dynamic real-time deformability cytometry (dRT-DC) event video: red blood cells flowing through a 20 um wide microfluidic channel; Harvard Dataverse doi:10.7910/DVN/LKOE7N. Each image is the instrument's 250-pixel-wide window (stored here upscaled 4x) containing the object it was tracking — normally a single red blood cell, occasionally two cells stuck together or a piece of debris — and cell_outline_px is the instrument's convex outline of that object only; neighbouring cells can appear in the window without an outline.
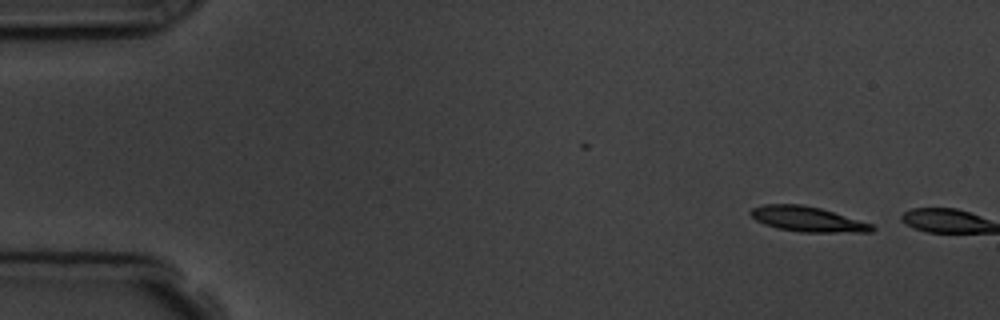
{"species": "common noctule bat (a hibernating species)", "species_latin": "Nyctalus noctula", "temperature_condition": "room temperature", "stored_images_in_passage": 2, "camera_frame_rate_fps": 3000, "um_per_image_px": 0.085, "animal": {"sex": "male", "body_mass_g": 19.5, "forearm_length_mm": 54.6}, "frame": {"image": 1, "passage_image": 1, "time_ms": 0.0, "image_size_px": [1000, 320], "cell_outline_px": [[876, 228], [872, 232], [800, 232], [776, 228], [764, 224], [756, 220], [748, 212], [752, 208], [764, 204], [804, 204], [820, 208], [872, 224]], "centroid_in_image_um": [68.61, 18.62], "position_along_channel_um": 16.4, "area_um2": 17.74}}